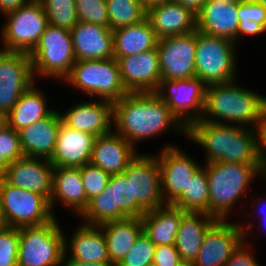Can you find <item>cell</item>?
Here are the masks:
<instances>
[{"label":"cell","instance_id":"obj_25","mask_svg":"<svg viewBox=\"0 0 266 266\" xmlns=\"http://www.w3.org/2000/svg\"><path fill=\"white\" fill-rule=\"evenodd\" d=\"M70 33L76 61L113 58V31L110 27L78 22Z\"/></svg>","mask_w":266,"mask_h":266},{"label":"cell","instance_id":"obj_32","mask_svg":"<svg viewBox=\"0 0 266 266\" xmlns=\"http://www.w3.org/2000/svg\"><path fill=\"white\" fill-rule=\"evenodd\" d=\"M37 84V81L32 84L7 114L8 126L16 132L46 118L54 110L48 106L47 95Z\"/></svg>","mask_w":266,"mask_h":266},{"label":"cell","instance_id":"obj_42","mask_svg":"<svg viewBox=\"0 0 266 266\" xmlns=\"http://www.w3.org/2000/svg\"><path fill=\"white\" fill-rule=\"evenodd\" d=\"M0 154L10 163L24 157L20 144L19 132L6 126L0 131Z\"/></svg>","mask_w":266,"mask_h":266},{"label":"cell","instance_id":"obj_2","mask_svg":"<svg viewBox=\"0 0 266 266\" xmlns=\"http://www.w3.org/2000/svg\"><path fill=\"white\" fill-rule=\"evenodd\" d=\"M186 139L203 148L205 163L262 165L254 128L198 120L187 127Z\"/></svg>","mask_w":266,"mask_h":266},{"label":"cell","instance_id":"obj_28","mask_svg":"<svg viewBox=\"0 0 266 266\" xmlns=\"http://www.w3.org/2000/svg\"><path fill=\"white\" fill-rule=\"evenodd\" d=\"M146 18L159 39L196 30V15L172 0L148 8Z\"/></svg>","mask_w":266,"mask_h":266},{"label":"cell","instance_id":"obj_38","mask_svg":"<svg viewBox=\"0 0 266 266\" xmlns=\"http://www.w3.org/2000/svg\"><path fill=\"white\" fill-rule=\"evenodd\" d=\"M79 22L109 27L106 0H75Z\"/></svg>","mask_w":266,"mask_h":266},{"label":"cell","instance_id":"obj_19","mask_svg":"<svg viewBox=\"0 0 266 266\" xmlns=\"http://www.w3.org/2000/svg\"><path fill=\"white\" fill-rule=\"evenodd\" d=\"M53 169L48 159L24 156L11 162L2 178L12 186L43 195L50 202Z\"/></svg>","mask_w":266,"mask_h":266},{"label":"cell","instance_id":"obj_34","mask_svg":"<svg viewBox=\"0 0 266 266\" xmlns=\"http://www.w3.org/2000/svg\"><path fill=\"white\" fill-rule=\"evenodd\" d=\"M185 212L209 214V186L206 169L201 166L189 179L186 190L171 203Z\"/></svg>","mask_w":266,"mask_h":266},{"label":"cell","instance_id":"obj_56","mask_svg":"<svg viewBox=\"0 0 266 266\" xmlns=\"http://www.w3.org/2000/svg\"><path fill=\"white\" fill-rule=\"evenodd\" d=\"M256 1L262 4L266 8V0H256Z\"/></svg>","mask_w":266,"mask_h":266},{"label":"cell","instance_id":"obj_48","mask_svg":"<svg viewBox=\"0 0 266 266\" xmlns=\"http://www.w3.org/2000/svg\"><path fill=\"white\" fill-rule=\"evenodd\" d=\"M172 1L178 2L182 6L189 9L193 14L197 15L208 0H172Z\"/></svg>","mask_w":266,"mask_h":266},{"label":"cell","instance_id":"obj_52","mask_svg":"<svg viewBox=\"0 0 266 266\" xmlns=\"http://www.w3.org/2000/svg\"><path fill=\"white\" fill-rule=\"evenodd\" d=\"M139 1L142 3V5L146 9H148L151 6H154V5H157V4H161V3L165 2V1H168V0H139Z\"/></svg>","mask_w":266,"mask_h":266},{"label":"cell","instance_id":"obj_24","mask_svg":"<svg viewBox=\"0 0 266 266\" xmlns=\"http://www.w3.org/2000/svg\"><path fill=\"white\" fill-rule=\"evenodd\" d=\"M74 231L70 239H67V235H65V255L63 260L111 263L105 236L99 225H90L82 222Z\"/></svg>","mask_w":266,"mask_h":266},{"label":"cell","instance_id":"obj_13","mask_svg":"<svg viewBox=\"0 0 266 266\" xmlns=\"http://www.w3.org/2000/svg\"><path fill=\"white\" fill-rule=\"evenodd\" d=\"M197 30L158 39L161 80L195 77Z\"/></svg>","mask_w":266,"mask_h":266},{"label":"cell","instance_id":"obj_20","mask_svg":"<svg viewBox=\"0 0 266 266\" xmlns=\"http://www.w3.org/2000/svg\"><path fill=\"white\" fill-rule=\"evenodd\" d=\"M62 122L73 129L93 134L106 135L113 131V103L106 100H85L69 106L64 112L59 110Z\"/></svg>","mask_w":266,"mask_h":266},{"label":"cell","instance_id":"obj_22","mask_svg":"<svg viewBox=\"0 0 266 266\" xmlns=\"http://www.w3.org/2000/svg\"><path fill=\"white\" fill-rule=\"evenodd\" d=\"M137 150L113 130L95 138L90 163L110 175L122 173L139 154Z\"/></svg>","mask_w":266,"mask_h":266},{"label":"cell","instance_id":"obj_33","mask_svg":"<svg viewBox=\"0 0 266 266\" xmlns=\"http://www.w3.org/2000/svg\"><path fill=\"white\" fill-rule=\"evenodd\" d=\"M105 236L110 262L116 266L143 231L141 218L108 221L99 225Z\"/></svg>","mask_w":266,"mask_h":266},{"label":"cell","instance_id":"obj_16","mask_svg":"<svg viewBox=\"0 0 266 266\" xmlns=\"http://www.w3.org/2000/svg\"><path fill=\"white\" fill-rule=\"evenodd\" d=\"M123 172L127 177H132L133 201H137L145 212L166 205L159 163L154 154L139 152Z\"/></svg>","mask_w":266,"mask_h":266},{"label":"cell","instance_id":"obj_37","mask_svg":"<svg viewBox=\"0 0 266 266\" xmlns=\"http://www.w3.org/2000/svg\"><path fill=\"white\" fill-rule=\"evenodd\" d=\"M156 245L142 231L131 250L116 266H147L153 263Z\"/></svg>","mask_w":266,"mask_h":266},{"label":"cell","instance_id":"obj_27","mask_svg":"<svg viewBox=\"0 0 266 266\" xmlns=\"http://www.w3.org/2000/svg\"><path fill=\"white\" fill-rule=\"evenodd\" d=\"M52 183V196L49 204L54 217L57 215L55 214L57 204H61L70 211L73 210L72 213L80 216L89 202L82 184L80 168L54 167Z\"/></svg>","mask_w":266,"mask_h":266},{"label":"cell","instance_id":"obj_12","mask_svg":"<svg viewBox=\"0 0 266 266\" xmlns=\"http://www.w3.org/2000/svg\"><path fill=\"white\" fill-rule=\"evenodd\" d=\"M206 85L198 77L161 80L155 92L187 128L203 115Z\"/></svg>","mask_w":266,"mask_h":266},{"label":"cell","instance_id":"obj_1","mask_svg":"<svg viewBox=\"0 0 266 266\" xmlns=\"http://www.w3.org/2000/svg\"><path fill=\"white\" fill-rule=\"evenodd\" d=\"M113 119V130L135 148L169 129L186 138L187 128L155 92L128 93L113 103Z\"/></svg>","mask_w":266,"mask_h":266},{"label":"cell","instance_id":"obj_47","mask_svg":"<svg viewBox=\"0 0 266 266\" xmlns=\"http://www.w3.org/2000/svg\"><path fill=\"white\" fill-rule=\"evenodd\" d=\"M30 0H0V14L17 10L19 7L28 3Z\"/></svg>","mask_w":266,"mask_h":266},{"label":"cell","instance_id":"obj_21","mask_svg":"<svg viewBox=\"0 0 266 266\" xmlns=\"http://www.w3.org/2000/svg\"><path fill=\"white\" fill-rule=\"evenodd\" d=\"M96 136L66 126H59L57 143L49 160L54 167L80 168L90 163Z\"/></svg>","mask_w":266,"mask_h":266},{"label":"cell","instance_id":"obj_15","mask_svg":"<svg viewBox=\"0 0 266 266\" xmlns=\"http://www.w3.org/2000/svg\"><path fill=\"white\" fill-rule=\"evenodd\" d=\"M177 145L165 144L157 154L161 173V189L166 204H171L186 190L189 179L202 166Z\"/></svg>","mask_w":266,"mask_h":266},{"label":"cell","instance_id":"obj_5","mask_svg":"<svg viewBox=\"0 0 266 266\" xmlns=\"http://www.w3.org/2000/svg\"><path fill=\"white\" fill-rule=\"evenodd\" d=\"M62 82L85 93L90 99L112 103L129 93L123 85L119 65L114 57L102 60H77L70 74Z\"/></svg>","mask_w":266,"mask_h":266},{"label":"cell","instance_id":"obj_57","mask_svg":"<svg viewBox=\"0 0 266 266\" xmlns=\"http://www.w3.org/2000/svg\"><path fill=\"white\" fill-rule=\"evenodd\" d=\"M223 1H226V2H241L243 0H223Z\"/></svg>","mask_w":266,"mask_h":266},{"label":"cell","instance_id":"obj_30","mask_svg":"<svg viewBox=\"0 0 266 266\" xmlns=\"http://www.w3.org/2000/svg\"><path fill=\"white\" fill-rule=\"evenodd\" d=\"M185 213L171 204L147 211L141 217L143 232L156 246L175 245L179 224Z\"/></svg>","mask_w":266,"mask_h":266},{"label":"cell","instance_id":"obj_44","mask_svg":"<svg viewBox=\"0 0 266 266\" xmlns=\"http://www.w3.org/2000/svg\"><path fill=\"white\" fill-rule=\"evenodd\" d=\"M181 257L175 245H159L155 248L154 266H177Z\"/></svg>","mask_w":266,"mask_h":266},{"label":"cell","instance_id":"obj_23","mask_svg":"<svg viewBox=\"0 0 266 266\" xmlns=\"http://www.w3.org/2000/svg\"><path fill=\"white\" fill-rule=\"evenodd\" d=\"M238 2L208 0L196 15V30L237 44Z\"/></svg>","mask_w":266,"mask_h":266},{"label":"cell","instance_id":"obj_51","mask_svg":"<svg viewBox=\"0 0 266 266\" xmlns=\"http://www.w3.org/2000/svg\"><path fill=\"white\" fill-rule=\"evenodd\" d=\"M9 164L10 162L2 154H0V178L5 175Z\"/></svg>","mask_w":266,"mask_h":266},{"label":"cell","instance_id":"obj_31","mask_svg":"<svg viewBox=\"0 0 266 266\" xmlns=\"http://www.w3.org/2000/svg\"><path fill=\"white\" fill-rule=\"evenodd\" d=\"M113 31V57L120 59L157 48L158 37L149 20Z\"/></svg>","mask_w":266,"mask_h":266},{"label":"cell","instance_id":"obj_45","mask_svg":"<svg viewBox=\"0 0 266 266\" xmlns=\"http://www.w3.org/2000/svg\"><path fill=\"white\" fill-rule=\"evenodd\" d=\"M258 150L263 168L266 172V100L260 109L258 125L256 127Z\"/></svg>","mask_w":266,"mask_h":266},{"label":"cell","instance_id":"obj_10","mask_svg":"<svg viewBox=\"0 0 266 266\" xmlns=\"http://www.w3.org/2000/svg\"><path fill=\"white\" fill-rule=\"evenodd\" d=\"M3 16L5 23L0 28V49L5 51L30 54L49 24L39 0H30Z\"/></svg>","mask_w":266,"mask_h":266},{"label":"cell","instance_id":"obj_36","mask_svg":"<svg viewBox=\"0 0 266 266\" xmlns=\"http://www.w3.org/2000/svg\"><path fill=\"white\" fill-rule=\"evenodd\" d=\"M47 16L48 23L71 31L79 22L75 0H39Z\"/></svg>","mask_w":266,"mask_h":266},{"label":"cell","instance_id":"obj_39","mask_svg":"<svg viewBox=\"0 0 266 266\" xmlns=\"http://www.w3.org/2000/svg\"><path fill=\"white\" fill-rule=\"evenodd\" d=\"M80 174L88 201L104 191L111 177L109 173L91 163L80 167Z\"/></svg>","mask_w":266,"mask_h":266},{"label":"cell","instance_id":"obj_40","mask_svg":"<svg viewBox=\"0 0 266 266\" xmlns=\"http://www.w3.org/2000/svg\"><path fill=\"white\" fill-rule=\"evenodd\" d=\"M18 228L0 227V266H18Z\"/></svg>","mask_w":266,"mask_h":266},{"label":"cell","instance_id":"obj_35","mask_svg":"<svg viewBox=\"0 0 266 266\" xmlns=\"http://www.w3.org/2000/svg\"><path fill=\"white\" fill-rule=\"evenodd\" d=\"M109 27L115 30L137 24L147 16V9L139 0H106Z\"/></svg>","mask_w":266,"mask_h":266},{"label":"cell","instance_id":"obj_50","mask_svg":"<svg viewBox=\"0 0 266 266\" xmlns=\"http://www.w3.org/2000/svg\"><path fill=\"white\" fill-rule=\"evenodd\" d=\"M62 266H114L112 263L80 262L75 260H63Z\"/></svg>","mask_w":266,"mask_h":266},{"label":"cell","instance_id":"obj_17","mask_svg":"<svg viewBox=\"0 0 266 266\" xmlns=\"http://www.w3.org/2000/svg\"><path fill=\"white\" fill-rule=\"evenodd\" d=\"M245 240L240 223L218 220L205 234L195 266H225L238 246Z\"/></svg>","mask_w":266,"mask_h":266},{"label":"cell","instance_id":"obj_3","mask_svg":"<svg viewBox=\"0 0 266 266\" xmlns=\"http://www.w3.org/2000/svg\"><path fill=\"white\" fill-rule=\"evenodd\" d=\"M237 82L236 79L206 86L205 105L200 120L256 129L266 96L253 89H246Z\"/></svg>","mask_w":266,"mask_h":266},{"label":"cell","instance_id":"obj_11","mask_svg":"<svg viewBox=\"0 0 266 266\" xmlns=\"http://www.w3.org/2000/svg\"><path fill=\"white\" fill-rule=\"evenodd\" d=\"M0 197L4 226H40L54 218L43 195L12 186L3 178H0Z\"/></svg>","mask_w":266,"mask_h":266},{"label":"cell","instance_id":"obj_6","mask_svg":"<svg viewBox=\"0 0 266 266\" xmlns=\"http://www.w3.org/2000/svg\"><path fill=\"white\" fill-rule=\"evenodd\" d=\"M146 212L133 201L132 177L122 172L110 177L104 191L89 200L81 222L100 225L108 221L141 218Z\"/></svg>","mask_w":266,"mask_h":266},{"label":"cell","instance_id":"obj_8","mask_svg":"<svg viewBox=\"0 0 266 266\" xmlns=\"http://www.w3.org/2000/svg\"><path fill=\"white\" fill-rule=\"evenodd\" d=\"M57 216L40 226L18 228V266H62L65 234Z\"/></svg>","mask_w":266,"mask_h":266},{"label":"cell","instance_id":"obj_14","mask_svg":"<svg viewBox=\"0 0 266 266\" xmlns=\"http://www.w3.org/2000/svg\"><path fill=\"white\" fill-rule=\"evenodd\" d=\"M35 82L28 53L0 49V111L8 114Z\"/></svg>","mask_w":266,"mask_h":266},{"label":"cell","instance_id":"obj_26","mask_svg":"<svg viewBox=\"0 0 266 266\" xmlns=\"http://www.w3.org/2000/svg\"><path fill=\"white\" fill-rule=\"evenodd\" d=\"M61 123V115L54 109L46 118L19 131L24 156L50 160L55 151Z\"/></svg>","mask_w":266,"mask_h":266},{"label":"cell","instance_id":"obj_7","mask_svg":"<svg viewBox=\"0 0 266 266\" xmlns=\"http://www.w3.org/2000/svg\"><path fill=\"white\" fill-rule=\"evenodd\" d=\"M29 56L37 82L41 77L62 82L76 62L70 31L48 24Z\"/></svg>","mask_w":266,"mask_h":266},{"label":"cell","instance_id":"obj_18","mask_svg":"<svg viewBox=\"0 0 266 266\" xmlns=\"http://www.w3.org/2000/svg\"><path fill=\"white\" fill-rule=\"evenodd\" d=\"M116 60L123 85L129 93L157 91L161 82L157 48Z\"/></svg>","mask_w":266,"mask_h":266},{"label":"cell","instance_id":"obj_49","mask_svg":"<svg viewBox=\"0 0 266 266\" xmlns=\"http://www.w3.org/2000/svg\"><path fill=\"white\" fill-rule=\"evenodd\" d=\"M253 200H254V202H253ZM262 200V201H261ZM256 201H258V202H262V207L261 206H258L259 208H255V207H257L256 205L257 204H259V203H257ZM255 201V199L254 198H252V200L250 201V204H251V207H253V209H258L257 211H258V213L260 212V210H261V213L259 214V215H261L260 216V218L258 217V219H259V222H261V224H259L260 226L262 225L263 227L265 226L266 227V210H264V207H266L265 205H266V199L264 200V199H261V198H259V199H257ZM263 205H264V207H263ZM260 207H261V209H260ZM264 227V228H265Z\"/></svg>","mask_w":266,"mask_h":266},{"label":"cell","instance_id":"obj_54","mask_svg":"<svg viewBox=\"0 0 266 266\" xmlns=\"http://www.w3.org/2000/svg\"><path fill=\"white\" fill-rule=\"evenodd\" d=\"M177 266H195L192 261H181Z\"/></svg>","mask_w":266,"mask_h":266},{"label":"cell","instance_id":"obj_43","mask_svg":"<svg viewBox=\"0 0 266 266\" xmlns=\"http://www.w3.org/2000/svg\"><path fill=\"white\" fill-rule=\"evenodd\" d=\"M239 21H254L266 29V8L256 0L238 2Z\"/></svg>","mask_w":266,"mask_h":266},{"label":"cell","instance_id":"obj_4","mask_svg":"<svg viewBox=\"0 0 266 266\" xmlns=\"http://www.w3.org/2000/svg\"><path fill=\"white\" fill-rule=\"evenodd\" d=\"M203 167L209 186V215L218 220H230L233 207L239 206L243 197H247L249 187L257 177L266 181L263 165L210 162L204 163Z\"/></svg>","mask_w":266,"mask_h":266},{"label":"cell","instance_id":"obj_9","mask_svg":"<svg viewBox=\"0 0 266 266\" xmlns=\"http://www.w3.org/2000/svg\"><path fill=\"white\" fill-rule=\"evenodd\" d=\"M236 46L235 42L227 38L197 30L195 77L200 78L206 86L236 80Z\"/></svg>","mask_w":266,"mask_h":266},{"label":"cell","instance_id":"obj_55","mask_svg":"<svg viewBox=\"0 0 266 266\" xmlns=\"http://www.w3.org/2000/svg\"><path fill=\"white\" fill-rule=\"evenodd\" d=\"M4 226V220L2 215V209H1V197H0V227Z\"/></svg>","mask_w":266,"mask_h":266},{"label":"cell","instance_id":"obj_41","mask_svg":"<svg viewBox=\"0 0 266 266\" xmlns=\"http://www.w3.org/2000/svg\"><path fill=\"white\" fill-rule=\"evenodd\" d=\"M250 222H239L241 228L245 232V240L238 246V248L233 252L230 256L229 260L227 261L225 266H261L258 262V259L254 254L257 252H253L252 245L255 244L254 242L249 243V235L251 230L255 227L253 223Z\"/></svg>","mask_w":266,"mask_h":266},{"label":"cell","instance_id":"obj_46","mask_svg":"<svg viewBox=\"0 0 266 266\" xmlns=\"http://www.w3.org/2000/svg\"><path fill=\"white\" fill-rule=\"evenodd\" d=\"M266 29L257 22L248 20V21H239V26L237 30V45L240 44L243 37H258L259 35L265 34Z\"/></svg>","mask_w":266,"mask_h":266},{"label":"cell","instance_id":"obj_29","mask_svg":"<svg viewBox=\"0 0 266 266\" xmlns=\"http://www.w3.org/2000/svg\"><path fill=\"white\" fill-rule=\"evenodd\" d=\"M218 221L204 212H186L180 221L175 247L182 261H194L206 232Z\"/></svg>","mask_w":266,"mask_h":266},{"label":"cell","instance_id":"obj_53","mask_svg":"<svg viewBox=\"0 0 266 266\" xmlns=\"http://www.w3.org/2000/svg\"><path fill=\"white\" fill-rule=\"evenodd\" d=\"M8 126L7 114L0 111V131Z\"/></svg>","mask_w":266,"mask_h":266}]
</instances>
